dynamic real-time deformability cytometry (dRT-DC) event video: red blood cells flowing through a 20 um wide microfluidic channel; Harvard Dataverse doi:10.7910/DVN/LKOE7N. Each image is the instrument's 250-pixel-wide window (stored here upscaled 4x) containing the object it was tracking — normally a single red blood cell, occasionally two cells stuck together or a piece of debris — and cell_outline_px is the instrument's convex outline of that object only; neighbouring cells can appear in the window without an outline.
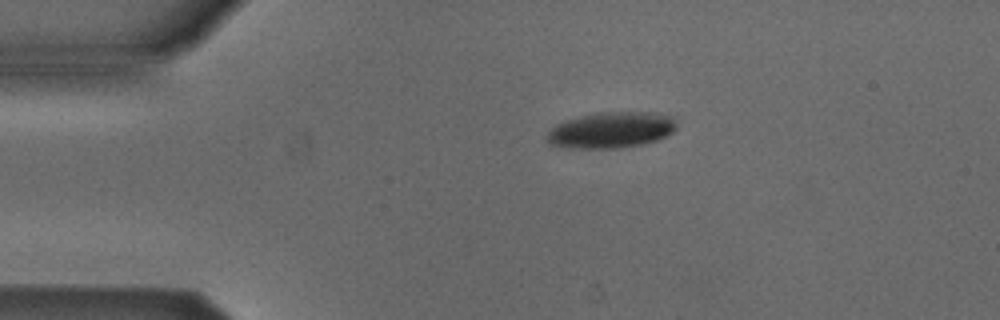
{"species": "Egyptian fruit bat (a non-hibernating species)", "species_latin": "Rousettus aegyptiacus", "temperature_condition": "cold", "stored_images_in_passage": 2, "camera_frame_rate_fps": 3000, "um_per_image_px": 0.085, "animal": {"sex": "male"}, "frame": {"image": 1, "passage_image": 1, "time_ms": 0.0, "image_size_px": [1000, 320], "cell_outline_px": [[676, 128], [672, 132], [656, 140], [644, 144], [620, 148], [568, 148], [548, 144], [548, 132], [556, 124], [580, 116], [604, 112], [648, 112], [672, 116], [676, 124]], "centroid_in_image_um": [51.95, 11.06], "position_along_channel_um": 33.0, "area_um2": 26.99}}